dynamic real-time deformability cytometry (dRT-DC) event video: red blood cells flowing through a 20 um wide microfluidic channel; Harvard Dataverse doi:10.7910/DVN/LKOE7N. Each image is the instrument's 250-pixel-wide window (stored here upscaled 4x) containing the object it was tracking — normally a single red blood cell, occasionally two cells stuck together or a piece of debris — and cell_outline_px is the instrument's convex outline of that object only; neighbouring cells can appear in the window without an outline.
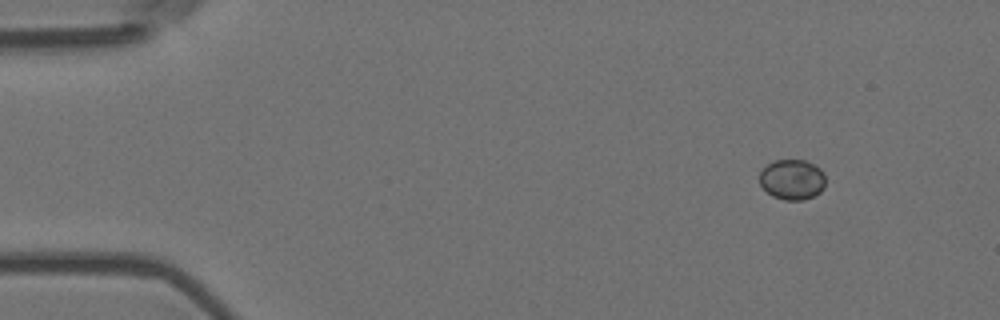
{"species": "Egyptian fruit bat (a non-hibernating species)", "species_latin": "Rousettus aegyptiacus", "temperature_condition": "room temperature", "stored_images_in_passage": 4, "camera_frame_rate_fps": 3000, "um_per_image_px": 0.085, "animal": {"sex": "female"}, "frame": {"image": 1, "passage_image": 1, "time_ms": 0.0, "image_size_px": [1000, 320], "cell_outline_px": [[824, 188], [820, 192], [804, 200], [784, 200], [772, 196], [760, 184], [760, 172], [768, 164], [776, 160], [804, 160], [820, 168], [824, 172]], "centroid_in_image_um": [67.34, 15.27], "position_along_channel_um": 17.7, "area_um2": 15.37}}
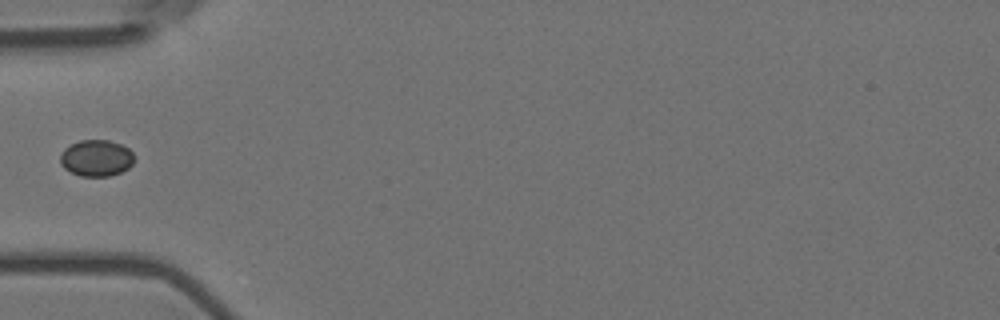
{"frame": {"image": 2, "passage_image": 4, "time_ms": 1.0, "image_size_px": [1000, 320], "cell_outline_px": [[132, 164], [128, 168], [120, 172], [108, 176], [80, 176], [64, 168], [60, 164], [60, 152], [64, 148], [80, 140], [108, 140], [120, 144], [128, 148], [132, 152]], "centroid_in_image_um": [8.15, 13.43], "position_along_channel_um": 76.9, "area_um2": 15.61}}